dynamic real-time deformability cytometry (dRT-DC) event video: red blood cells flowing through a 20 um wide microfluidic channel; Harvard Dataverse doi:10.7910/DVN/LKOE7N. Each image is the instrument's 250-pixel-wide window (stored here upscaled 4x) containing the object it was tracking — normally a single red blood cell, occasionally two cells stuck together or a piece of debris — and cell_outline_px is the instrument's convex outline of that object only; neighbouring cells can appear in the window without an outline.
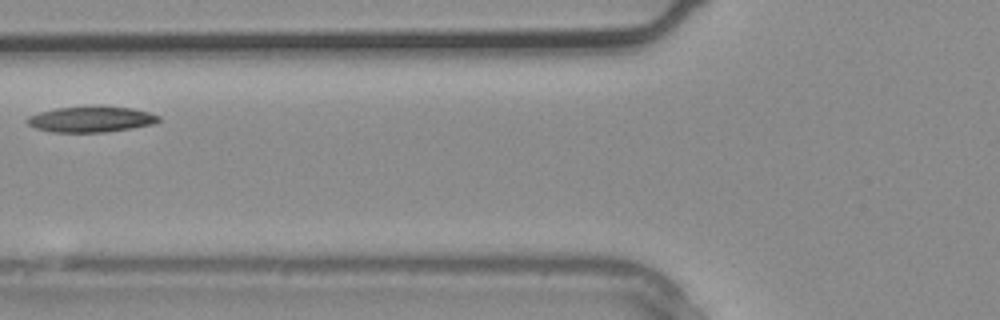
{"species": "common noctule bat (a hibernating species)", "species_latin": "Nyctalus noctula", "temperature_condition": "warm", "stored_images_in_passage": 2, "camera_frame_rate_fps": 3000, "um_per_image_px": 0.085, "animal": {"sex": "male", "body_mass_g": 20.4}, "frame": {"image": 1, "passage_image": 2, "time_ms": 0.333, "image_size_px": [1000, 320], "cell_outline_px": [[160, 120], [152, 124], [132, 128], [104, 132], [52, 132], [36, 128], [28, 124], [24, 120], [28, 116], [40, 112], [56, 108], [132, 108], [148, 112], [160, 116]], "centroid_in_image_um": [7.7, 10.17], "position_along_channel_um": 118.1, "area_um2": 19.07}}